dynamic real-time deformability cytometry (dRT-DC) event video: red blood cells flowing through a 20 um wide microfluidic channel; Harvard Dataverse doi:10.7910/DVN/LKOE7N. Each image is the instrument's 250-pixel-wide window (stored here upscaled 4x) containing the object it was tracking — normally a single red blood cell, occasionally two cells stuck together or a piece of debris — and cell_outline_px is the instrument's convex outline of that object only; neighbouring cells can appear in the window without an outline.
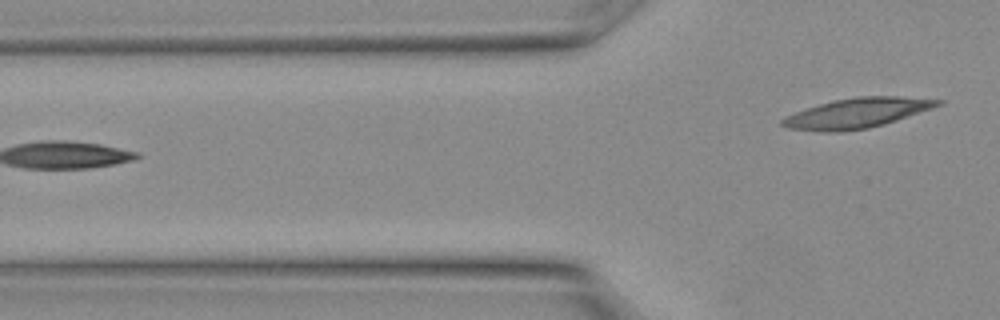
{"species": "Egyptian fruit bat (a non-hibernating species)", "species_latin": "Rousettus aegyptiacus", "temperature_condition": "warm", "stored_images_in_passage": 10, "segment_of_instrument_passage": [2, 2], "camera_frame_rate_fps": 3000, "um_per_image_px": 0.085, "animal": {"sex": "female"}, "frame": {"image": 1, "passage_image": 10, "time_ms": 3.0, "image_size_px": [1000, 320], "cell_outline_px": [[944, 104], [884, 124], [868, 128], [840, 132], [820, 132], [788, 128], [780, 124], [780, 120], [796, 112], [832, 100], [856, 96], [896, 96], [944, 100]], "centroid_in_image_um": [72.85, 9.61], "position_along_channel_um": 52.9, "area_um2": 26.99}}